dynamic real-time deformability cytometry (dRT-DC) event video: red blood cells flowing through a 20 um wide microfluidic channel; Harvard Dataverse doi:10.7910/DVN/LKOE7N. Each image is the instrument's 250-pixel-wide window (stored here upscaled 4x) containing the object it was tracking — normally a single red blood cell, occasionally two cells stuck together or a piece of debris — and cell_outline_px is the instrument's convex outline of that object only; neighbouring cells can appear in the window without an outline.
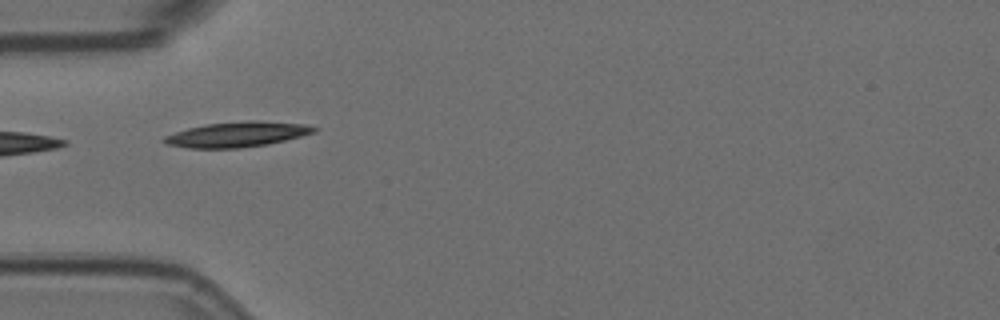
{"species": "Egyptian fruit bat (a non-hibernating species)", "species_latin": "Rousettus aegyptiacus", "temperature_condition": "room temperature", "stored_images_in_passage": 7, "camera_frame_rate_fps": 3000, "um_per_image_px": 0.085, "animal": {"sex": "female"}, "frame": {"image": 1, "passage_image": 1, "time_ms": 0.0, "image_size_px": [1000, 320], "cell_outline_px": [[320, 128], [316, 132], [268, 144], [240, 148], [188, 148], [164, 144], [160, 140], [164, 136], [188, 128], [208, 124], [248, 120], [256, 120], [308, 124]], "centroid_in_image_um": [20.17, 11.42], "position_along_channel_um": 64.8, "area_um2": 22.14}}